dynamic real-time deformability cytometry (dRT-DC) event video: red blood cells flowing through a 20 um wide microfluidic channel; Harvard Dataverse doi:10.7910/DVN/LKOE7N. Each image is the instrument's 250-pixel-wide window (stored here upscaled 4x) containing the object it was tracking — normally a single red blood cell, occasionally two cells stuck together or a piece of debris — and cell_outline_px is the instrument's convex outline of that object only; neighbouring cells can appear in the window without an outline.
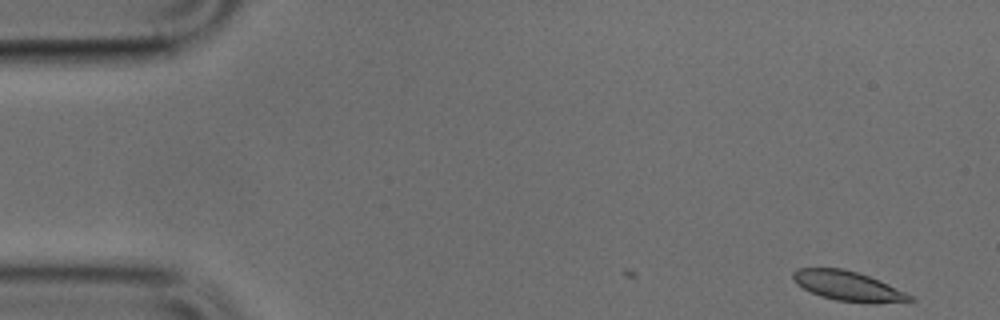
{"species": "common noctule bat (a hibernating species)", "species_latin": "Nyctalus noctula", "temperature_condition": "cold", "stored_images_in_passage": 41, "camera_frame_rate_fps": 3000, "um_per_image_px": 0.085, "animal": {"sex": "male", "body_mass_g": 17.9, "forearm_length_mm": 54.2}, "frame": {"image": 1, "passage_image": 1, "time_ms": 0.0, "image_size_px": [1000, 320], "cell_outline_px": [[916, 300], [872, 304], [868, 304], [836, 300], [820, 296], [796, 284], [792, 280], [792, 272], [796, 268], [840, 268], [856, 272], [880, 280], [912, 296]], "centroid_in_image_um": [72.05, 24.32], "position_along_channel_um": 12.9, "area_um2": 20.23}}
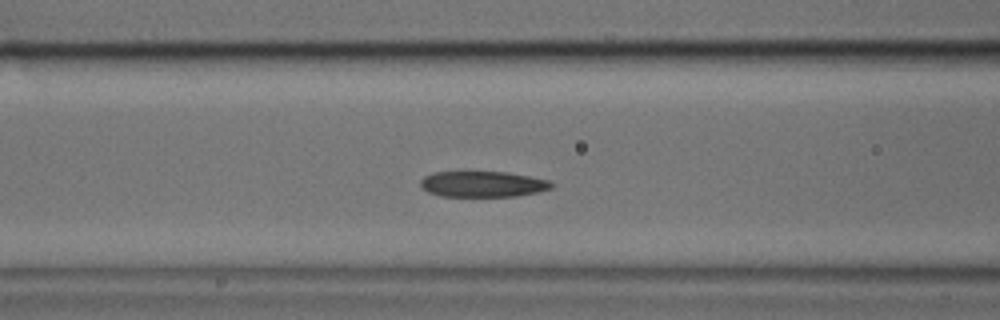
{"frame": {"image": 2, "passage_image": 18, "time_ms": 5.667, "image_size_px": [1000, 320], "cell_outline_px": [[556, 184], [552, 188], [536, 192], [516, 196], [440, 196], [428, 192], [420, 188], [420, 180], [424, 176], [432, 172], [508, 172], [548, 180]], "centroid_in_image_um": [41.0, 15.65], "position_along_channel_um": 125.6, "area_um2": 19.77}}
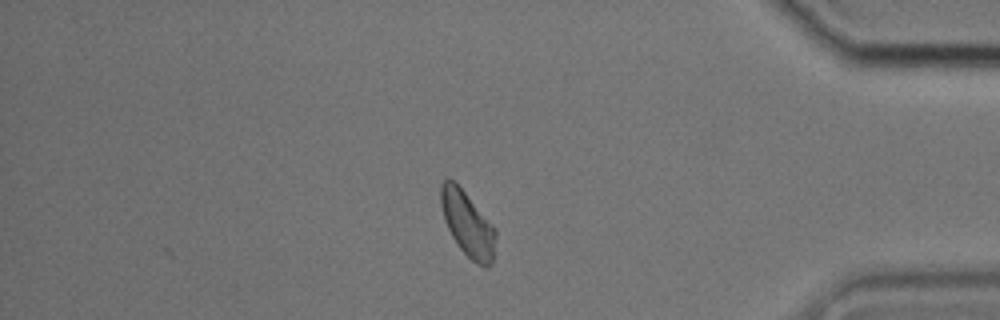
{"frame": {"image": 3, "passage_image": 41, "time_ms": 13.333, "image_size_px": [1000, 320], "cell_outline_px": [[496, 236], [492, 264], [488, 268], [484, 268], [476, 264], [460, 248], [452, 236], [444, 220], [440, 204], [440, 184], [444, 180], [456, 180], [496, 228]], "centroid_in_image_um": [39.75, 19.02], "position_along_channel_um": 395.4, "area_um2": 21.1}}